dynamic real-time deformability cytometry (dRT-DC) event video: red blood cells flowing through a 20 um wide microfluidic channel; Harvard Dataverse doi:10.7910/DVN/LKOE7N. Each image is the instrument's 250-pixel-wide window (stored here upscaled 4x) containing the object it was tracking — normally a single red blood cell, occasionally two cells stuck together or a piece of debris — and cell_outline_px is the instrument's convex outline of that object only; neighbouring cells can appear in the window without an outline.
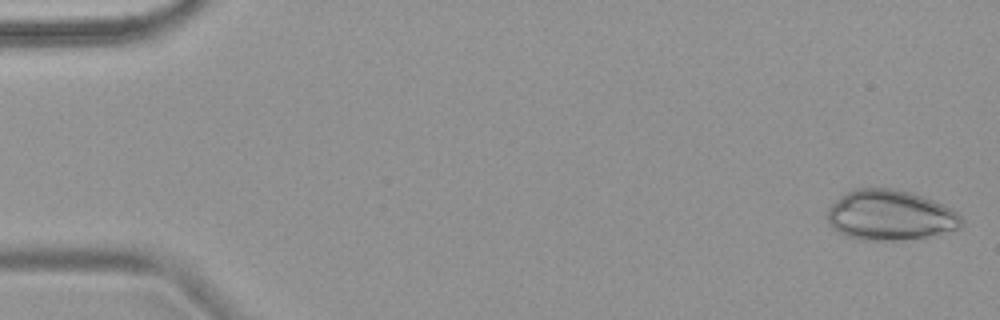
{"species": "common noctule bat (a hibernating species)", "species_latin": "Nyctalus noctula", "temperature_condition": "warm", "stored_images_in_passage": 6, "camera_frame_rate_fps": 3000, "um_per_image_px": 0.085, "animal": {"sex": "female", "body_mass_g": 18.4}, "frame": {"image": 1, "passage_image": 1, "time_ms": 0.0, "image_size_px": [1000, 320], "cell_outline_px": [[964, 220], [960, 228], [928, 236], [896, 240], [860, 240], [844, 236], [828, 220], [828, 208], [840, 196], [856, 188], [892, 188], [912, 192], [952, 208]], "centroid_in_image_um": [75.68, 18.28], "position_along_channel_um": 9.3, "area_um2": 39.02}}
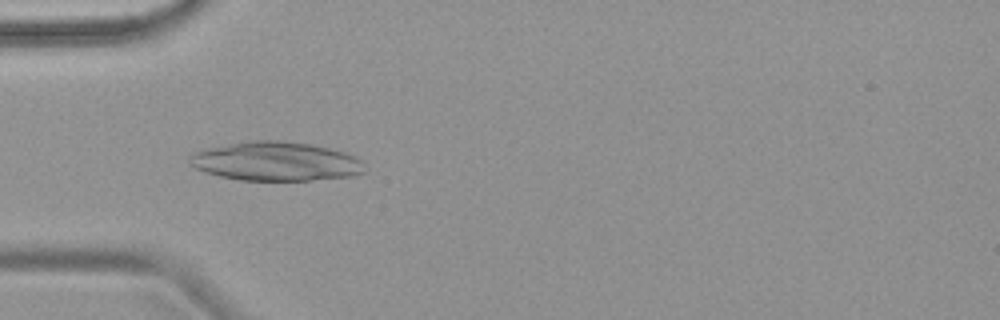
{"frame": {"image": 2, "passage_image": 5, "time_ms": 5.0, "image_size_px": [1000, 320], "cell_outline_px": [[364, 172], [352, 176], [312, 180], [240, 180], [220, 176], [204, 172], [196, 168], [188, 160], [188, 156], [196, 152], [208, 148], [252, 140], [280, 140], [312, 144], [344, 152], [356, 156], [360, 160]], "centroid_in_image_um": [23.44, 13.71], "position_along_channel_um": 61.6, "area_um2": 39.54}}
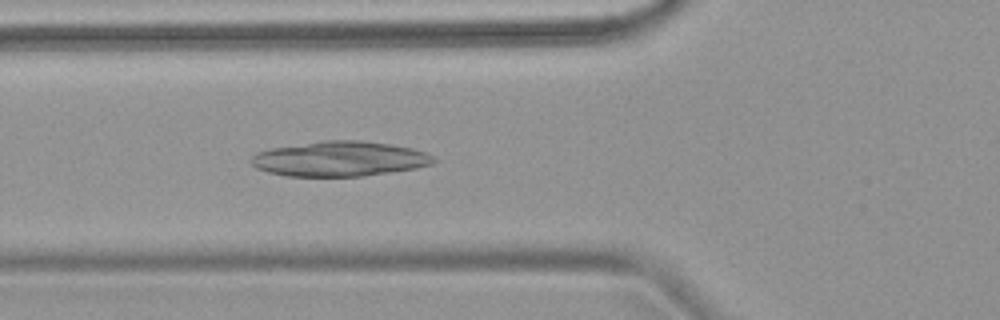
{"frame": {"image": 3, "passage_image": 6, "time_ms": 6.0, "image_size_px": [1000, 320], "cell_outline_px": [[436, 160], [432, 164], [416, 168], [360, 176], [284, 176], [268, 172], [256, 168], [248, 160], [256, 152], [272, 148], [324, 140], [360, 140], [392, 144], [412, 148], [436, 156]], "centroid_in_image_um": [28.86, 13.49], "position_along_channel_um": 96.9, "area_um2": 37.28}}